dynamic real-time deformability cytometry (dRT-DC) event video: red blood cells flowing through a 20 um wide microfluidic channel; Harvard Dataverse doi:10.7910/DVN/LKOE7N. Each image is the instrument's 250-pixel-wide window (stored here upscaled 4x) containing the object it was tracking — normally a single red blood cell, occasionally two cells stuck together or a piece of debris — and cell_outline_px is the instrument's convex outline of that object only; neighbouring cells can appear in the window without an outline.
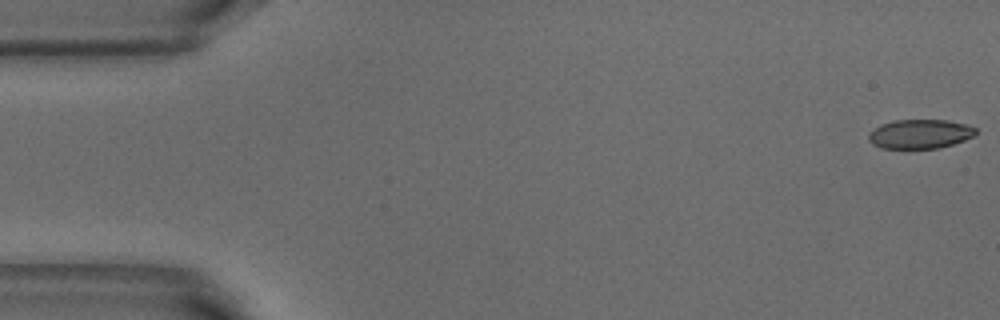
{"species": "common noctule bat (a hibernating species)", "species_latin": "Nyctalus noctula", "temperature_condition": "warm", "stored_images_in_passage": 6, "camera_frame_rate_fps": 3000, "um_per_image_px": 0.085, "animal": {"sex": "male", "body_mass_g": 18.8}, "frame": {"image": 1, "passage_image": 1, "time_ms": 0.0, "image_size_px": [1000, 320], "cell_outline_px": [[976, 132], [972, 136], [964, 140], [940, 148], [880, 148], [872, 144], [868, 140], [868, 136], [880, 124], [896, 120], [948, 120], [968, 124], [976, 128]], "centroid_in_image_um": [78.21, 11.38], "position_along_channel_um": 6.8, "area_um2": 18.15}}